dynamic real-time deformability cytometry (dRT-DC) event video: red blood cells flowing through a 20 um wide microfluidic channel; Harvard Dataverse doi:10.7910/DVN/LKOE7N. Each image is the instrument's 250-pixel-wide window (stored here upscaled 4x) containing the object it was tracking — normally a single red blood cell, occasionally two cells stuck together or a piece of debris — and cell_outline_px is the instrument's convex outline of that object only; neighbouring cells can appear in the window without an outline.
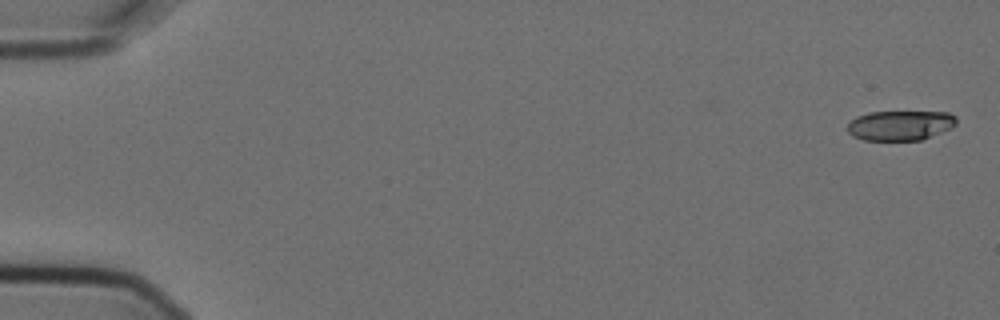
{"species": "Egyptian fruit bat (a non-hibernating species)", "species_latin": "Rousettus aegyptiacus", "temperature_condition": "cold", "stored_images_in_passage": 7, "camera_frame_rate_fps": 3000, "um_per_image_px": 0.085, "animal": {"sex": "female"}, "frame": {"image": 1, "passage_image": 1, "time_ms": 0.0, "image_size_px": [1000, 320], "cell_outline_px": [[956, 124], [952, 128], [920, 140], [864, 140], [852, 136], [848, 132], [848, 124], [856, 116], [868, 112], [948, 112], [956, 116]], "centroid_in_image_um": [76.52, 10.65], "position_along_channel_um": 8.5, "area_um2": 18.96}}
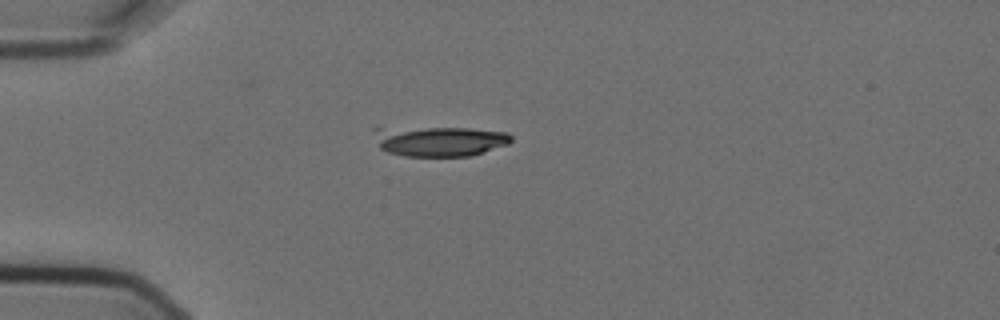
{"frame": {"image": 2, "passage_image": 5, "time_ms": 1.333, "image_size_px": [1000, 320], "cell_outline_px": [[512, 140], [508, 144], [472, 156], [404, 156], [388, 152], [380, 148], [372, 128], [472, 128], [508, 132], [512, 136]], "centroid_in_image_um": [37.39, 12.0], "position_along_channel_um": 47.6, "area_um2": 24.04}}
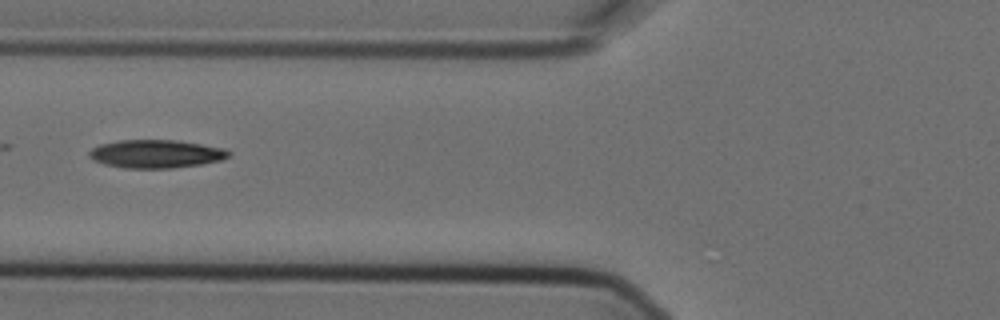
{"frame": {"image": 3, "passage_image": 7, "time_ms": 2.0, "image_size_px": [1000, 320], "cell_outline_px": [[232, 152], [228, 156], [220, 160], [200, 164], [172, 168], [124, 168], [104, 164], [92, 160], [88, 156], [88, 152], [92, 148], [100, 144], [120, 140], [176, 140], [224, 148]], "centroid_in_image_um": [13.22, 13.08], "position_along_channel_um": 112.6, "area_um2": 22.89}}